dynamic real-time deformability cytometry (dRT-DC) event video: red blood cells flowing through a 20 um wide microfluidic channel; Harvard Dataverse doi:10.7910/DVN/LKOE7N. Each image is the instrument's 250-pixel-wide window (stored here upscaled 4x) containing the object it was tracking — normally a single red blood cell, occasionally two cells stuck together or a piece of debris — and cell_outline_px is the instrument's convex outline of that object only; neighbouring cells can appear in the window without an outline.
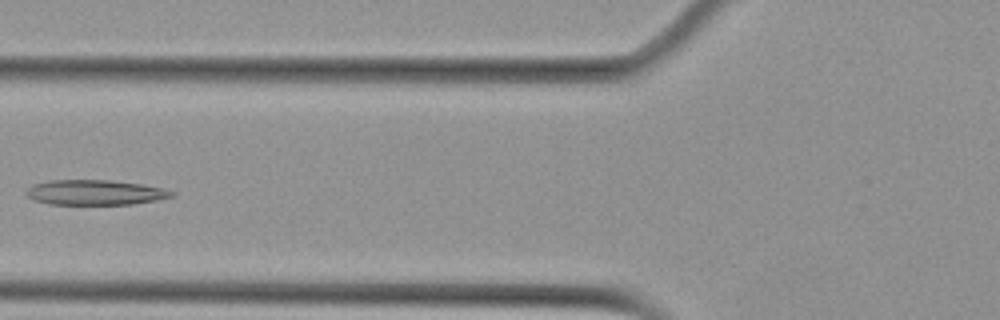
{"species": "Egyptian fruit bat (a non-hibernating species)", "species_latin": "Rousettus aegyptiacus", "temperature_condition": "cold", "stored_images_in_passage": 6, "camera_frame_rate_fps": 3000, "um_per_image_px": 0.085, "animal": {"sex": "female"}, "frame": {"image": 1, "passage_image": 5, "time_ms": 4.667, "image_size_px": [1000, 320], "cell_outline_px": [[176, 196], [156, 200], [132, 204], [48, 204], [32, 200], [24, 192], [32, 184], [52, 180], [108, 180], [140, 184], [164, 188], [176, 192]], "centroid_in_image_um": [8.08, 16.36], "position_along_channel_um": 117.7, "area_um2": 21.33}}
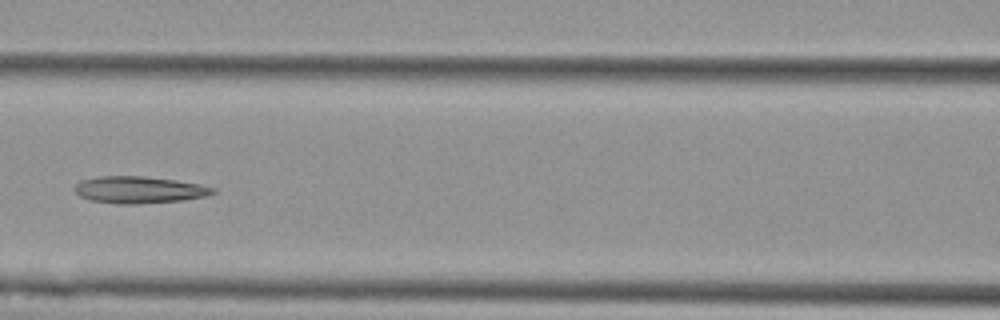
{"frame": {"image": 2, "passage_image": 6, "time_ms": 5.667, "image_size_px": [1000, 320], "cell_outline_px": [[216, 192], [208, 196], [184, 200], [136, 204], [116, 204], [92, 200], [80, 196], [76, 192], [76, 184], [80, 180], [100, 176], [144, 176], [172, 180], [196, 184], [216, 188]], "centroid_in_image_um": [11.83, 16.14], "position_along_channel_um": 154.8, "area_um2": 21.5}}